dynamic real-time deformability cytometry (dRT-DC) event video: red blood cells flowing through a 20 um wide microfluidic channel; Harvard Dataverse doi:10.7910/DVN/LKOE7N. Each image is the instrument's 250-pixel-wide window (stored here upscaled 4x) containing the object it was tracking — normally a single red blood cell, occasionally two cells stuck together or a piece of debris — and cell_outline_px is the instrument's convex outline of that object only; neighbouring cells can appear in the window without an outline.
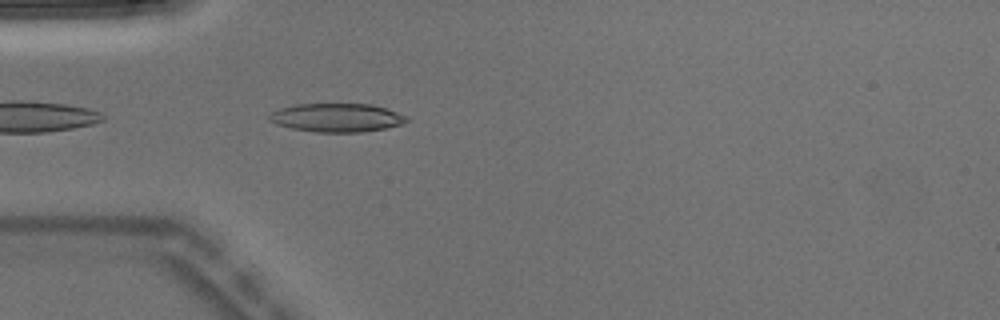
{"species": "Egyptian fruit bat (a non-hibernating species)", "species_latin": "Rousettus aegyptiacus", "temperature_condition": "warm", "stored_images_in_passage": 4, "camera_frame_rate_fps": 3000, "um_per_image_px": 0.085, "animal": {"sex": "male"}, "frame": {"image": 1, "passage_image": 4, "time_ms": 1.0, "image_size_px": [1000, 320], "cell_outline_px": [[408, 120], [400, 124], [384, 128], [360, 132], [316, 132], [292, 128], [276, 124], [268, 120], [268, 116], [272, 112], [280, 108], [296, 104], [372, 104], [408, 116]], "centroid_in_image_um": [28.59, 10.0], "position_along_channel_um": 56.4, "area_um2": 22.66}}